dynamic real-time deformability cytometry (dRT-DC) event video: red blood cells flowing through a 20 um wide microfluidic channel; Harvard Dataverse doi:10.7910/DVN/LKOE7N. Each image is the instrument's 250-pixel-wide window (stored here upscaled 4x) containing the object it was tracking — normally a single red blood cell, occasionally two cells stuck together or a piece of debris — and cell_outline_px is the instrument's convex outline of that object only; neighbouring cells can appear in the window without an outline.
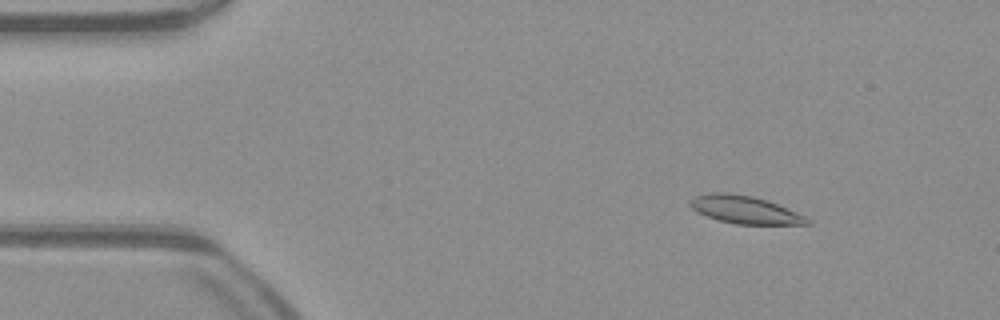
{"species": "common noctule bat (a hibernating species)", "species_latin": "Nyctalus noctula", "temperature_condition": "warm", "stored_images_in_passage": 52, "camera_frame_rate_fps": 3000, "um_per_image_px": 0.085, "animal": {"sex": "male", "body_mass_g": 23.1, "forearm_length_mm": 52.7}, "frame": {"image": 1, "passage_image": 7, "time_ms": 2.0, "image_size_px": [1000, 320], "cell_outline_px": [[812, 224], [736, 224], [720, 220], [696, 212], [688, 204], [688, 200], [692, 196], [712, 192], [728, 192], [752, 196], [768, 200], [796, 212], [812, 220]], "centroid_in_image_um": [63.27, 17.81], "position_along_channel_um": 21.7, "area_um2": 19.02}}
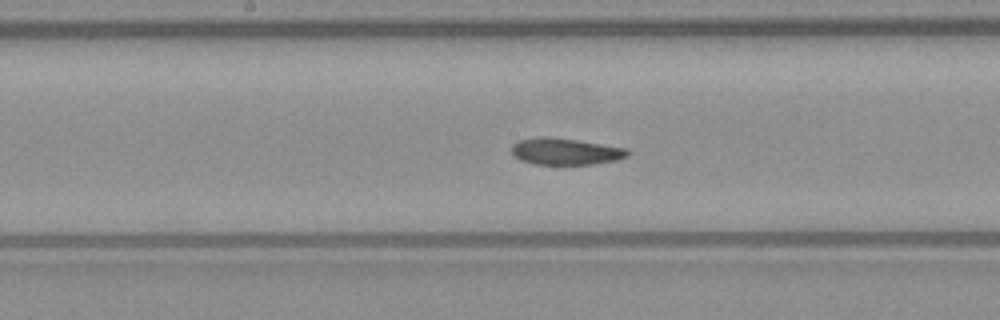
{"frame": {"image": 2, "passage_image": 26, "time_ms": 8.333, "image_size_px": [1000, 320], "cell_outline_px": [[632, 152], [628, 156], [616, 160], [592, 164], [536, 164], [520, 160], [512, 156], [512, 144], [520, 140], [536, 136], [548, 136], [576, 140], [628, 148]], "centroid_in_image_um": [48.06, 12.86], "position_along_channel_um": 200.1, "area_um2": 18.15}}
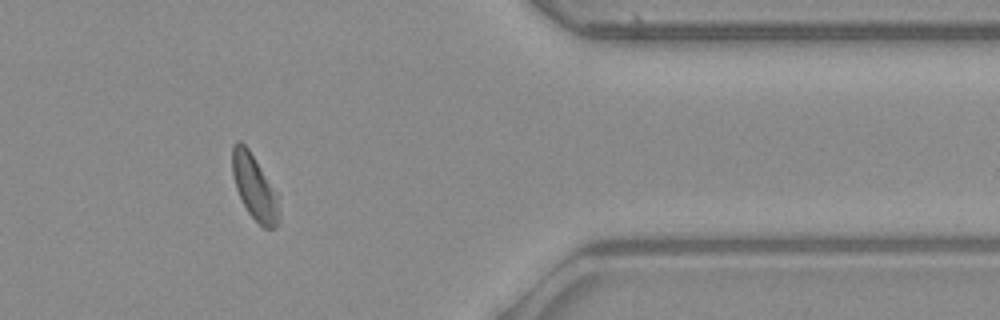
{"frame": {"image": 3, "passage_image": 42, "time_ms": 13.667, "image_size_px": [1000, 320], "cell_outline_px": [[280, 220], [276, 228], [264, 228], [248, 212], [236, 188], [232, 172], [232, 144], [236, 140], [240, 140], [248, 148], [260, 168], [276, 196], [280, 212]], "centroid_in_image_um": [21.6, 15.92], "position_along_channel_um": 389.8, "area_um2": 17.11}, "authors_computed_cell_mechanics": {"area_um2": 18.6116, "velocity_mm_per_s": 4.0413, "shape_relaxation_time_tau1_ms": 6.9185, "shape_relaxation_time_tau2_ms": 2.354, "deformation_change_tau1": 0.151, "deformation_change_tau2": 0.0757}}